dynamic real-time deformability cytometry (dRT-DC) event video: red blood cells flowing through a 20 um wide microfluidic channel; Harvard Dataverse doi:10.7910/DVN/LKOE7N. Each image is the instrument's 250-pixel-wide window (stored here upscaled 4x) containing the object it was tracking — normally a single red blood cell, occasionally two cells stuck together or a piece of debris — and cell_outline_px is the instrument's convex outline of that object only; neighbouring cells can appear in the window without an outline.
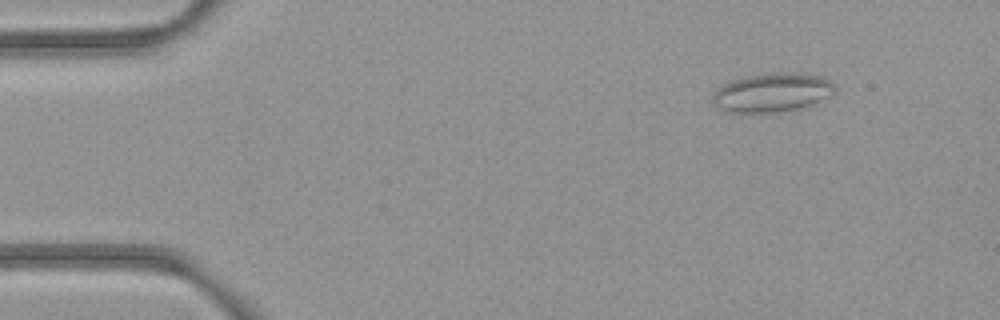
{"species": "common noctule bat (a hibernating species)", "species_latin": "Nyctalus noctula", "temperature_condition": "room temperature", "stored_images_in_passage": 52, "camera_frame_rate_fps": 3000, "um_per_image_px": 0.085, "animal": {"sex": "female", "body_mass_g": 21.9}, "frame": {"image": 1, "passage_image": 5, "time_ms": 1.333, "image_size_px": [1000, 320], "cell_outline_px": [[836, 88], [828, 96], [812, 104], [796, 108], [772, 112], [728, 112], [712, 104], [712, 96], [724, 84], [748, 76], [776, 72], [820, 76], [828, 80]], "centroid_in_image_um": [65.6, 7.87], "position_along_channel_um": 19.4, "area_um2": 26.76}}
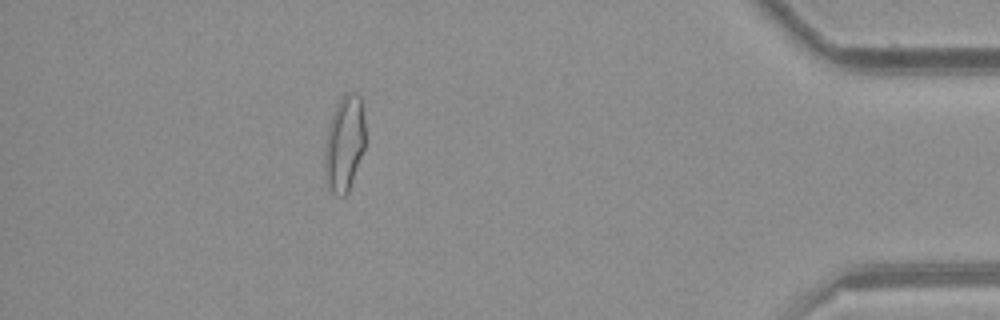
{"frame": {"image": 2, "passage_image": 46, "time_ms": 15.0, "image_size_px": [1000, 320], "cell_outline_px": [[364, 148], [348, 192], [344, 196], [336, 196], [328, 188], [324, 168], [324, 148], [328, 128], [332, 116], [340, 100], [348, 92], [356, 92], [360, 96], [364, 120]], "centroid_in_image_um": [29.26, 12.24], "position_along_channel_um": 405.9, "area_um2": 22.37}}